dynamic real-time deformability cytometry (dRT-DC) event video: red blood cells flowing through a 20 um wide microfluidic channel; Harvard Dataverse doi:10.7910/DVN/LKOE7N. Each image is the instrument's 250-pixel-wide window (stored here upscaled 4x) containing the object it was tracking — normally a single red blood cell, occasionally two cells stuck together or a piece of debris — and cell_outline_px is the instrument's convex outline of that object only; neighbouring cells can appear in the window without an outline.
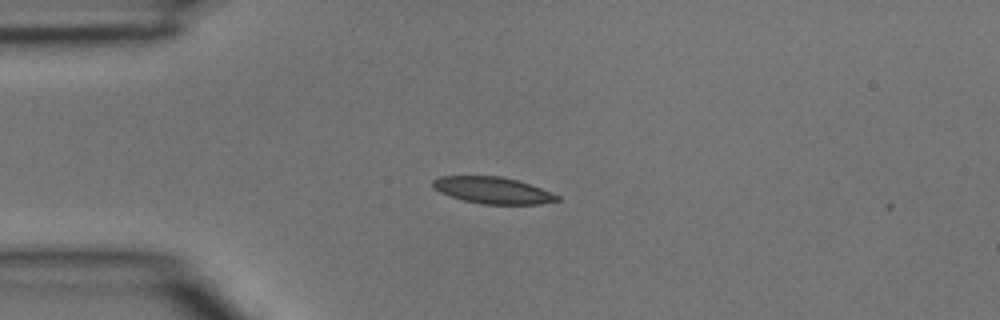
{"species": "common noctule bat (a hibernating species)", "species_latin": "Nyctalus noctula", "temperature_condition": "room temperature", "stored_images_in_passage": 1, "camera_frame_rate_fps": 3000, "um_per_image_px": 0.085, "animal": {"sex": "male", "body_mass_g": 15.6}, "frame": {"image": 1, "passage_image": 1, "time_ms": 0.0, "image_size_px": [1000, 320], "cell_outline_px": [[560, 200], [540, 204], [484, 204], [464, 200], [440, 192], [432, 188], [432, 180], [440, 176], [500, 176], [516, 180], [540, 188], [560, 196]], "centroid_in_image_um": [41.86, 16.17], "position_along_channel_um": 43.1, "area_um2": 19.07}}